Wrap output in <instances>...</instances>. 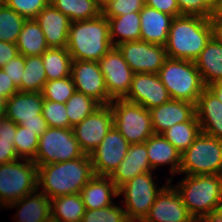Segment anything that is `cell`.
Segmentation results:
<instances>
[{
    "label": "cell",
    "instance_id": "6da1fadb",
    "mask_svg": "<svg viewBox=\"0 0 222 222\" xmlns=\"http://www.w3.org/2000/svg\"><path fill=\"white\" fill-rule=\"evenodd\" d=\"M94 176L90 156L38 166L37 186L50 200L79 193Z\"/></svg>",
    "mask_w": 222,
    "mask_h": 222
},
{
    "label": "cell",
    "instance_id": "7a4b0ae2",
    "mask_svg": "<svg viewBox=\"0 0 222 222\" xmlns=\"http://www.w3.org/2000/svg\"><path fill=\"white\" fill-rule=\"evenodd\" d=\"M213 36L212 19L196 15L174 17L165 44L168 58L195 61Z\"/></svg>",
    "mask_w": 222,
    "mask_h": 222
},
{
    "label": "cell",
    "instance_id": "3957f363",
    "mask_svg": "<svg viewBox=\"0 0 222 222\" xmlns=\"http://www.w3.org/2000/svg\"><path fill=\"white\" fill-rule=\"evenodd\" d=\"M112 47L109 22L103 14L70 23L66 48L73 60L98 62Z\"/></svg>",
    "mask_w": 222,
    "mask_h": 222
},
{
    "label": "cell",
    "instance_id": "277c9868",
    "mask_svg": "<svg viewBox=\"0 0 222 222\" xmlns=\"http://www.w3.org/2000/svg\"><path fill=\"white\" fill-rule=\"evenodd\" d=\"M175 189L195 221L205 222L222 199V175H185Z\"/></svg>",
    "mask_w": 222,
    "mask_h": 222
},
{
    "label": "cell",
    "instance_id": "5b68a950",
    "mask_svg": "<svg viewBox=\"0 0 222 222\" xmlns=\"http://www.w3.org/2000/svg\"><path fill=\"white\" fill-rule=\"evenodd\" d=\"M157 74L171 99L196 105L206 88L194 61L168 58Z\"/></svg>",
    "mask_w": 222,
    "mask_h": 222
},
{
    "label": "cell",
    "instance_id": "8992f818",
    "mask_svg": "<svg viewBox=\"0 0 222 222\" xmlns=\"http://www.w3.org/2000/svg\"><path fill=\"white\" fill-rule=\"evenodd\" d=\"M180 173L222 175V140L201 132L181 154Z\"/></svg>",
    "mask_w": 222,
    "mask_h": 222
},
{
    "label": "cell",
    "instance_id": "52a82bcc",
    "mask_svg": "<svg viewBox=\"0 0 222 222\" xmlns=\"http://www.w3.org/2000/svg\"><path fill=\"white\" fill-rule=\"evenodd\" d=\"M19 160L25 162H20ZM37 176L38 166L32 160L17 159L13 162L0 164L1 207L8 206L24 196L39 190Z\"/></svg>",
    "mask_w": 222,
    "mask_h": 222
},
{
    "label": "cell",
    "instance_id": "ba28073f",
    "mask_svg": "<svg viewBox=\"0 0 222 222\" xmlns=\"http://www.w3.org/2000/svg\"><path fill=\"white\" fill-rule=\"evenodd\" d=\"M116 129L132 144L144 143L154 134L150 110L124 99L110 102Z\"/></svg>",
    "mask_w": 222,
    "mask_h": 222
},
{
    "label": "cell",
    "instance_id": "9c48e42d",
    "mask_svg": "<svg viewBox=\"0 0 222 222\" xmlns=\"http://www.w3.org/2000/svg\"><path fill=\"white\" fill-rule=\"evenodd\" d=\"M79 142L72 128L48 127L39 137L35 159L37 166L65 162L82 157Z\"/></svg>",
    "mask_w": 222,
    "mask_h": 222
},
{
    "label": "cell",
    "instance_id": "30bf717a",
    "mask_svg": "<svg viewBox=\"0 0 222 222\" xmlns=\"http://www.w3.org/2000/svg\"><path fill=\"white\" fill-rule=\"evenodd\" d=\"M152 172H145L135 176L133 179L118 189L119 196L125 195V212L130 222H142L155 202L157 195L165 187L157 188L154 184Z\"/></svg>",
    "mask_w": 222,
    "mask_h": 222
},
{
    "label": "cell",
    "instance_id": "8fae6325",
    "mask_svg": "<svg viewBox=\"0 0 222 222\" xmlns=\"http://www.w3.org/2000/svg\"><path fill=\"white\" fill-rule=\"evenodd\" d=\"M116 47L134 73L157 74L168 59L164 45L139 40L124 42Z\"/></svg>",
    "mask_w": 222,
    "mask_h": 222
},
{
    "label": "cell",
    "instance_id": "7c38bea8",
    "mask_svg": "<svg viewBox=\"0 0 222 222\" xmlns=\"http://www.w3.org/2000/svg\"><path fill=\"white\" fill-rule=\"evenodd\" d=\"M111 100L124 99L131 88L134 72L117 47H112L99 61Z\"/></svg>",
    "mask_w": 222,
    "mask_h": 222
},
{
    "label": "cell",
    "instance_id": "4fadbf2b",
    "mask_svg": "<svg viewBox=\"0 0 222 222\" xmlns=\"http://www.w3.org/2000/svg\"><path fill=\"white\" fill-rule=\"evenodd\" d=\"M114 126L111 105H101L72 129L81 150L89 155Z\"/></svg>",
    "mask_w": 222,
    "mask_h": 222
},
{
    "label": "cell",
    "instance_id": "5bb4252c",
    "mask_svg": "<svg viewBox=\"0 0 222 222\" xmlns=\"http://www.w3.org/2000/svg\"><path fill=\"white\" fill-rule=\"evenodd\" d=\"M130 144L113 126L100 145L89 154L96 176L109 177L125 158Z\"/></svg>",
    "mask_w": 222,
    "mask_h": 222
},
{
    "label": "cell",
    "instance_id": "9a60e30c",
    "mask_svg": "<svg viewBox=\"0 0 222 222\" xmlns=\"http://www.w3.org/2000/svg\"><path fill=\"white\" fill-rule=\"evenodd\" d=\"M71 77L77 92L91 97L100 105H109L112 101L97 61L73 60Z\"/></svg>",
    "mask_w": 222,
    "mask_h": 222
},
{
    "label": "cell",
    "instance_id": "2e32d148",
    "mask_svg": "<svg viewBox=\"0 0 222 222\" xmlns=\"http://www.w3.org/2000/svg\"><path fill=\"white\" fill-rule=\"evenodd\" d=\"M171 181V178L167 180L142 222H196L187 211L178 191L171 186Z\"/></svg>",
    "mask_w": 222,
    "mask_h": 222
},
{
    "label": "cell",
    "instance_id": "e0dca14e",
    "mask_svg": "<svg viewBox=\"0 0 222 222\" xmlns=\"http://www.w3.org/2000/svg\"><path fill=\"white\" fill-rule=\"evenodd\" d=\"M171 99L166 87L155 73H134L131 88L124 100L139 104L147 110Z\"/></svg>",
    "mask_w": 222,
    "mask_h": 222
},
{
    "label": "cell",
    "instance_id": "ac0fdd59",
    "mask_svg": "<svg viewBox=\"0 0 222 222\" xmlns=\"http://www.w3.org/2000/svg\"><path fill=\"white\" fill-rule=\"evenodd\" d=\"M49 48H66L71 21L51 3L35 18Z\"/></svg>",
    "mask_w": 222,
    "mask_h": 222
},
{
    "label": "cell",
    "instance_id": "d6986e66",
    "mask_svg": "<svg viewBox=\"0 0 222 222\" xmlns=\"http://www.w3.org/2000/svg\"><path fill=\"white\" fill-rule=\"evenodd\" d=\"M154 134H162L177 123L188 121L196 112L195 104L170 99L168 102L150 110Z\"/></svg>",
    "mask_w": 222,
    "mask_h": 222
},
{
    "label": "cell",
    "instance_id": "ffe728a7",
    "mask_svg": "<svg viewBox=\"0 0 222 222\" xmlns=\"http://www.w3.org/2000/svg\"><path fill=\"white\" fill-rule=\"evenodd\" d=\"M201 132L222 140V103L206 87L195 105Z\"/></svg>",
    "mask_w": 222,
    "mask_h": 222
},
{
    "label": "cell",
    "instance_id": "44dd1931",
    "mask_svg": "<svg viewBox=\"0 0 222 222\" xmlns=\"http://www.w3.org/2000/svg\"><path fill=\"white\" fill-rule=\"evenodd\" d=\"M145 172H152L148 160L146 144H132L130 145L123 161L113 171L109 178L119 189L122 185L133 179L135 176Z\"/></svg>",
    "mask_w": 222,
    "mask_h": 222
},
{
    "label": "cell",
    "instance_id": "7402d4cb",
    "mask_svg": "<svg viewBox=\"0 0 222 222\" xmlns=\"http://www.w3.org/2000/svg\"><path fill=\"white\" fill-rule=\"evenodd\" d=\"M43 102L42 92L18 91L8 98L5 117L17 125L20 122L39 120Z\"/></svg>",
    "mask_w": 222,
    "mask_h": 222
},
{
    "label": "cell",
    "instance_id": "603a6c76",
    "mask_svg": "<svg viewBox=\"0 0 222 222\" xmlns=\"http://www.w3.org/2000/svg\"><path fill=\"white\" fill-rule=\"evenodd\" d=\"M173 19V16L145 5L140 11V40L165 46Z\"/></svg>",
    "mask_w": 222,
    "mask_h": 222
},
{
    "label": "cell",
    "instance_id": "cb8c5ba5",
    "mask_svg": "<svg viewBox=\"0 0 222 222\" xmlns=\"http://www.w3.org/2000/svg\"><path fill=\"white\" fill-rule=\"evenodd\" d=\"M86 209H100L114 203L111 198L119 196L114 182L105 176L94 175L79 192Z\"/></svg>",
    "mask_w": 222,
    "mask_h": 222
},
{
    "label": "cell",
    "instance_id": "d4e9b609",
    "mask_svg": "<svg viewBox=\"0 0 222 222\" xmlns=\"http://www.w3.org/2000/svg\"><path fill=\"white\" fill-rule=\"evenodd\" d=\"M37 191L8 205L10 208L20 206L15 215L18 218L17 222H48L51 220V200L43 192Z\"/></svg>",
    "mask_w": 222,
    "mask_h": 222
},
{
    "label": "cell",
    "instance_id": "484cf974",
    "mask_svg": "<svg viewBox=\"0 0 222 222\" xmlns=\"http://www.w3.org/2000/svg\"><path fill=\"white\" fill-rule=\"evenodd\" d=\"M144 143L152 170L160 165L171 164L172 176L175 173L179 174L181 153L162 134H153Z\"/></svg>",
    "mask_w": 222,
    "mask_h": 222
},
{
    "label": "cell",
    "instance_id": "4316f807",
    "mask_svg": "<svg viewBox=\"0 0 222 222\" xmlns=\"http://www.w3.org/2000/svg\"><path fill=\"white\" fill-rule=\"evenodd\" d=\"M205 86L222 81V43L213 36L194 61Z\"/></svg>",
    "mask_w": 222,
    "mask_h": 222
},
{
    "label": "cell",
    "instance_id": "83f0119b",
    "mask_svg": "<svg viewBox=\"0 0 222 222\" xmlns=\"http://www.w3.org/2000/svg\"><path fill=\"white\" fill-rule=\"evenodd\" d=\"M107 19L109 22L110 40L114 47L124 42L140 40V12H130ZM116 36L120 39L116 40Z\"/></svg>",
    "mask_w": 222,
    "mask_h": 222
},
{
    "label": "cell",
    "instance_id": "f1b7e54d",
    "mask_svg": "<svg viewBox=\"0 0 222 222\" xmlns=\"http://www.w3.org/2000/svg\"><path fill=\"white\" fill-rule=\"evenodd\" d=\"M16 45L19 54L24 57L42 55L49 48L43 31L35 19L25 20Z\"/></svg>",
    "mask_w": 222,
    "mask_h": 222
},
{
    "label": "cell",
    "instance_id": "f546056e",
    "mask_svg": "<svg viewBox=\"0 0 222 222\" xmlns=\"http://www.w3.org/2000/svg\"><path fill=\"white\" fill-rule=\"evenodd\" d=\"M85 211L79 193L51 199V220L55 222H81Z\"/></svg>",
    "mask_w": 222,
    "mask_h": 222
},
{
    "label": "cell",
    "instance_id": "4dcf8cb0",
    "mask_svg": "<svg viewBox=\"0 0 222 222\" xmlns=\"http://www.w3.org/2000/svg\"><path fill=\"white\" fill-rule=\"evenodd\" d=\"M41 56L47 81L71 76L73 59L67 48H48Z\"/></svg>",
    "mask_w": 222,
    "mask_h": 222
},
{
    "label": "cell",
    "instance_id": "1f68e13d",
    "mask_svg": "<svg viewBox=\"0 0 222 222\" xmlns=\"http://www.w3.org/2000/svg\"><path fill=\"white\" fill-rule=\"evenodd\" d=\"M200 133L201 128L195 113L188 121L175 124L162 135L182 154Z\"/></svg>",
    "mask_w": 222,
    "mask_h": 222
},
{
    "label": "cell",
    "instance_id": "d6a6232c",
    "mask_svg": "<svg viewBox=\"0 0 222 222\" xmlns=\"http://www.w3.org/2000/svg\"><path fill=\"white\" fill-rule=\"evenodd\" d=\"M71 22L89 20L102 14L96 0H50Z\"/></svg>",
    "mask_w": 222,
    "mask_h": 222
},
{
    "label": "cell",
    "instance_id": "836d02e7",
    "mask_svg": "<svg viewBox=\"0 0 222 222\" xmlns=\"http://www.w3.org/2000/svg\"><path fill=\"white\" fill-rule=\"evenodd\" d=\"M47 82L42 56H26L20 92H42Z\"/></svg>",
    "mask_w": 222,
    "mask_h": 222
},
{
    "label": "cell",
    "instance_id": "e575fe53",
    "mask_svg": "<svg viewBox=\"0 0 222 222\" xmlns=\"http://www.w3.org/2000/svg\"><path fill=\"white\" fill-rule=\"evenodd\" d=\"M65 105L70 128H73L75 125L79 124L97 108H99V106H101L91 97L77 91H75Z\"/></svg>",
    "mask_w": 222,
    "mask_h": 222
},
{
    "label": "cell",
    "instance_id": "d590c367",
    "mask_svg": "<svg viewBox=\"0 0 222 222\" xmlns=\"http://www.w3.org/2000/svg\"><path fill=\"white\" fill-rule=\"evenodd\" d=\"M25 20L9 6H0V41L16 44Z\"/></svg>",
    "mask_w": 222,
    "mask_h": 222
},
{
    "label": "cell",
    "instance_id": "8d00e7d4",
    "mask_svg": "<svg viewBox=\"0 0 222 222\" xmlns=\"http://www.w3.org/2000/svg\"><path fill=\"white\" fill-rule=\"evenodd\" d=\"M75 85L71 76L47 81L42 90L44 100L66 103L75 93Z\"/></svg>",
    "mask_w": 222,
    "mask_h": 222
},
{
    "label": "cell",
    "instance_id": "74e56055",
    "mask_svg": "<svg viewBox=\"0 0 222 222\" xmlns=\"http://www.w3.org/2000/svg\"><path fill=\"white\" fill-rule=\"evenodd\" d=\"M13 139L18 158L33 161L38 149L39 136L25 127L17 125L16 134Z\"/></svg>",
    "mask_w": 222,
    "mask_h": 222
},
{
    "label": "cell",
    "instance_id": "f35d334b",
    "mask_svg": "<svg viewBox=\"0 0 222 222\" xmlns=\"http://www.w3.org/2000/svg\"><path fill=\"white\" fill-rule=\"evenodd\" d=\"M81 222H130L124 208L113 204L100 209H86Z\"/></svg>",
    "mask_w": 222,
    "mask_h": 222
},
{
    "label": "cell",
    "instance_id": "ab89813d",
    "mask_svg": "<svg viewBox=\"0 0 222 222\" xmlns=\"http://www.w3.org/2000/svg\"><path fill=\"white\" fill-rule=\"evenodd\" d=\"M42 116L48 127L70 128L65 103L44 100L42 105Z\"/></svg>",
    "mask_w": 222,
    "mask_h": 222
},
{
    "label": "cell",
    "instance_id": "60d3db41",
    "mask_svg": "<svg viewBox=\"0 0 222 222\" xmlns=\"http://www.w3.org/2000/svg\"><path fill=\"white\" fill-rule=\"evenodd\" d=\"M50 0H7L6 5L25 19H35Z\"/></svg>",
    "mask_w": 222,
    "mask_h": 222
},
{
    "label": "cell",
    "instance_id": "b9f144b4",
    "mask_svg": "<svg viewBox=\"0 0 222 222\" xmlns=\"http://www.w3.org/2000/svg\"><path fill=\"white\" fill-rule=\"evenodd\" d=\"M144 6L145 0H114L102 10V14L106 18H112L130 12H140Z\"/></svg>",
    "mask_w": 222,
    "mask_h": 222
},
{
    "label": "cell",
    "instance_id": "7bdbcfd3",
    "mask_svg": "<svg viewBox=\"0 0 222 222\" xmlns=\"http://www.w3.org/2000/svg\"><path fill=\"white\" fill-rule=\"evenodd\" d=\"M180 15H196L212 19L214 10L204 0H177Z\"/></svg>",
    "mask_w": 222,
    "mask_h": 222
},
{
    "label": "cell",
    "instance_id": "ee69618b",
    "mask_svg": "<svg viewBox=\"0 0 222 222\" xmlns=\"http://www.w3.org/2000/svg\"><path fill=\"white\" fill-rule=\"evenodd\" d=\"M25 68V57L18 54L14 59L9 60L2 69L12 79L20 91V82Z\"/></svg>",
    "mask_w": 222,
    "mask_h": 222
},
{
    "label": "cell",
    "instance_id": "f6af8a7d",
    "mask_svg": "<svg viewBox=\"0 0 222 222\" xmlns=\"http://www.w3.org/2000/svg\"><path fill=\"white\" fill-rule=\"evenodd\" d=\"M145 5L173 17L180 16L177 0H145Z\"/></svg>",
    "mask_w": 222,
    "mask_h": 222
},
{
    "label": "cell",
    "instance_id": "bcb514c9",
    "mask_svg": "<svg viewBox=\"0 0 222 222\" xmlns=\"http://www.w3.org/2000/svg\"><path fill=\"white\" fill-rule=\"evenodd\" d=\"M19 159L14 146V139H0V164L13 162Z\"/></svg>",
    "mask_w": 222,
    "mask_h": 222
},
{
    "label": "cell",
    "instance_id": "7dc6e473",
    "mask_svg": "<svg viewBox=\"0 0 222 222\" xmlns=\"http://www.w3.org/2000/svg\"><path fill=\"white\" fill-rule=\"evenodd\" d=\"M18 91L12 79L0 68V96L8 99Z\"/></svg>",
    "mask_w": 222,
    "mask_h": 222
},
{
    "label": "cell",
    "instance_id": "c3c4849f",
    "mask_svg": "<svg viewBox=\"0 0 222 222\" xmlns=\"http://www.w3.org/2000/svg\"><path fill=\"white\" fill-rule=\"evenodd\" d=\"M19 54L16 44L0 41V68Z\"/></svg>",
    "mask_w": 222,
    "mask_h": 222
},
{
    "label": "cell",
    "instance_id": "681fc988",
    "mask_svg": "<svg viewBox=\"0 0 222 222\" xmlns=\"http://www.w3.org/2000/svg\"><path fill=\"white\" fill-rule=\"evenodd\" d=\"M17 124L11 119L4 117L0 118V139L11 140L15 137Z\"/></svg>",
    "mask_w": 222,
    "mask_h": 222
},
{
    "label": "cell",
    "instance_id": "f907efd6",
    "mask_svg": "<svg viewBox=\"0 0 222 222\" xmlns=\"http://www.w3.org/2000/svg\"><path fill=\"white\" fill-rule=\"evenodd\" d=\"M18 125L25 127L26 129L30 131L35 132L39 137L48 128L47 123L42 116V113L39 115V120L20 122Z\"/></svg>",
    "mask_w": 222,
    "mask_h": 222
},
{
    "label": "cell",
    "instance_id": "816d5d0a",
    "mask_svg": "<svg viewBox=\"0 0 222 222\" xmlns=\"http://www.w3.org/2000/svg\"><path fill=\"white\" fill-rule=\"evenodd\" d=\"M205 222H222V199L213 214Z\"/></svg>",
    "mask_w": 222,
    "mask_h": 222
},
{
    "label": "cell",
    "instance_id": "f5cc1de1",
    "mask_svg": "<svg viewBox=\"0 0 222 222\" xmlns=\"http://www.w3.org/2000/svg\"><path fill=\"white\" fill-rule=\"evenodd\" d=\"M207 88L220 100L222 103V81H217L209 86Z\"/></svg>",
    "mask_w": 222,
    "mask_h": 222
},
{
    "label": "cell",
    "instance_id": "db71d44e",
    "mask_svg": "<svg viewBox=\"0 0 222 222\" xmlns=\"http://www.w3.org/2000/svg\"><path fill=\"white\" fill-rule=\"evenodd\" d=\"M214 36L222 43V19H212Z\"/></svg>",
    "mask_w": 222,
    "mask_h": 222
},
{
    "label": "cell",
    "instance_id": "11a10c76",
    "mask_svg": "<svg viewBox=\"0 0 222 222\" xmlns=\"http://www.w3.org/2000/svg\"><path fill=\"white\" fill-rule=\"evenodd\" d=\"M7 100V98L0 96V118L5 116Z\"/></svg>",
    "mask_w": 222,
    "mask_h": 222
},
{
    "label": "cell",
    "instance_id": "9f6ffc18",
    "mask_svg": "<svg viewBox=\"0 0 222 222\" xmlns=\"http://www.w3.org/2000/svg\"><path fill=\"white\" fill-rule=\"evenodd\" d=\"M212 19H222V0L220 1L218 7L214 10Z\"/></svg>",
    "mask_w": 222,
    "mask_h": 222
},
{
    "label": "cell",
    "instance_id": "6f0895ef",
    "mask_svg": "<svg viewBox=\"0 0 222 222\" xmlns=\"http://www.w3.org/2000/svg\"><path fill=\"white\" fill-rule=\"evenodd\" d=\"M114 0H96L98 7L103 10L108 4Z\"/></svg>",
    "mask_w": 222,
    "mask_h": 222
},
{
    "label": "cell",
    "instance_id": "680465c9",
    "mask_svg": "<svg viewBox=\"0 0 222 222\" xmlns=\"http://www.w3.org/2000/svg\"><path fill=\"white\" fill-rule=\"evenodd\" d=\"M213 10H215L221 0H204Z\"/></svg>",
    "mask_w": 222,
    "mask_h": 222
},
{
    "label": "cell",
    "instance_id": "91938a15",
    "mask_svg": "<svg viewBox=\"0 0 222 222\" xmlns=\"http://www.w3.org/2000/svg\"><path fill=\"white\" fill-rule=\"evenodd\" d=\"M6 3H7V0H0V6L6 5Z\"/></svg>",
    "mask_w": 222,
    "mask_h": 222
}]
</instances>
